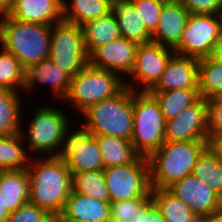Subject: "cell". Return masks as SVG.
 Instances as JSON below:
<instances>
[{
	"label": "cell",
	"mask_w": 222,
	"mask_h": 222,
	"mask_svg": "<svg viewBox=\"0 0 222 222\" xmlns=\"http://www.w3.org/2000/svg\"><path fill=\"white\" fill-rule=\"evenodd\" d=\"M189 15V11L178 0H168L163 5L152 42L174 50L179 45Z\"/></svg>",
	"instance_id": "obj_18"
},
{
	"label": "cell",
	"mask_w": 222,
	"mask_h": 222,
	"mask_svg": "<svg viewBox=\"0 0 222 222\" xmlns=\"http://www.w3.org/2000/svg\"><path fill=\"white\" fill-rule=\"evenodd\" d=\"M137 8L146 29L152 35L157 29L163 5L168 0H130Z\"/></svg>",
	"instance_id": "obj_35"
},
{
	"label": "cell",
	"mask_w": 222,
	"mask_h": 222,
	"mask_svg": "<svg viewBox=\"0 0 222 222\" xmlns=\"http://www.w3.org/2000/svg\"><path fill=\"white\" fill-rule=\"evenodd\" d=\"M101 151L104 168L124 166L133 162L139 154L131 140L119 136L93 135Z\"/></svg>",
	"instance_id": "obj_24"
},
{
	"label": "cell",
	"mask_w": 222,
	"mask_h": 222,
	"mask_svg": "<svg viewBox=\"0 0 222 222\" xmlns=\"http://www.w3.org/2000/svg\"><path fill=\"white\" fill-rule=\"evenodd\" d=\"M85 47L90 54L97 47L121 37L115 14H109L90 20L82 26Z\"/></svg>",
	"instance_id": "obj_23"
},
{
	"label": "cell",
	"mask_w": 222,
	"mask_h": 222,
	"mask_svg": "<svg viewBox=\"0 0 222 222\" xmlns=\"http://www.w3.org/2000/svg\"><path fill=\"white\" fill-rule=\"evenodd\" d=\"M198 64L196 58L174 53L156 86L149 92H167L179 89H198Z\"/></svg>",
	"instance_id": "obj_16"
},
{
	"label": "cell",
	"mask_w": 222,
	"mask_h": 222,
	"mask_svg": "<svg viewBox=\"0 0 222 222\" xmlns=\"http://www.w3.org/2000/svg\"><path fill=\"white\" fill-rule=\"evenodd\" d=\"M110 220V201L71 192L56 222H101Z\"/></svg>",
	"instance_id": "obj_19"
},
{
	"label": "cell",
	"mask_w": 222,
	"mask_h": 222,
	"mask_svg": "<svg viewBox=\"0 0 222 222\" xmlns=\"http://www.w3.org/2000/svg\"><path fill=\"white\" fill-rule=\"evenodd\" d=\"M190 207L197 218L222 208V198L193 174L167 188Z\"/></svg>",
	"instance_id": "obj_15"
},
{
	"label": "cell",
	"mask_w": 222,
	"mask_h": 222,
	"mask_svg": "<svg viewBox=\"0 0 222 222\" xmlns=\"http://www.w3.org/2000/svg\"><path fill=\"white\" fill-rule=\"evenodd\" d=\"M208 115L209 141L218 135H222V99L212 97L206 99Z\"/></svg>",
	"instance_id": "obj_37"
},
{
	"label": "cell",
	"mask_w": 222,
	"mask_h": 222,
	"mask_svg": "<svg viewBox=\"0 0 222 222\" xmlns=\"http://www.w3.org/2000/svg\"><path fill=\"white\" fill-rule=\"evenodd\" d=\"M50 37L51 25L20 22L9 15L0 18L1 46L25 69L49 58Z\"/></svg>",
	"instance_id": "obj_3"
},
{
	"label": "cell",
	"mask_w": 222,
	"mask_h": 222,
	"mask_svg": "<svg viewBox=\"0 0 222 222\" xmlns=\"http://www.w3.org/2000/svg\"><path fill=\"white\" fill-rule=\"evenodd\" d=\"M72 191L101 201H110L103 170L72 174Z\"/></svg>",
	"instance_id": "obj_32"
},
{
	"label": "cell",
	"mask_w": 222,
	"mask_h": 222,
	"mask_svg": "<svg viewBox=\"0 0 222 222\" xmlns=\"http://www.w3.org/2000/svg\"><path fill=\"white\" fill-rule=\"evenodd\" d=\"M29 188L27 168L0 170V193L5 200V207L10 213L29 202Z\"/></svg>",
	"instance_id": "obj_22"
},
{
	"label": "cell",
	"mask_w": 222,
	"mask_h": 222,
	"mask_svg": "<svg viewBox=\"0 0 222 222\" xmlns=\"http://www.w3.org/2000/svg\"><path fill=\"white\" fill-rule=\"evenodd\" d=\"M192 174L222 198V159L210 144L198 155Z\"/></svg>",
	"instance_id": "obj_27"
},
{
	"label": "cell",
	"mask_w": 222,
	"mask_h": 222,
	"mask_svg": "<svg viewBox=\"0 0 222 222\" xmlns=\"http://www.w3.org/2000/svg\"><path fill=\"white\" fill-rule=\"evenodd\" d=\"M110 203L134 198H145L151 193L149 162L139 155L124 166L103 169Z\"/></svg>",
	"instance_id": "obj_9"
},
{
	"label": "cell",
	"mask_w": 222,
	"mask_h": 222,
	"mask_svg": "<svg viewBox=\"0 0 222 222\" xmlns=\"http://www.w3.org/2000/svg\"><path fill=\"white\" fill-rule=\"evenodd\" d=\"M21 93L0 89V136H10L21 130L24 106Z\"/></svg>",
	"instance_id": "obj_26"
},
{
	"label": "cell",
	"mask_w": 222,
	"mask_h": 222,
	"mask_svg": "<svg viewBox=\"0 0 222 222\" xmlns=\"http://www.w3.org/2000/svg\"><path fill=\"white\" fill-rule=\"evenodd\" d=\"M175 51L158 43L139 44L135 63L125 86L136 92H149L162 77L166 65ZM133 83V84H132Z\"/></svg>",
	"instance_id": "obj_11"
},
{
	"label": "cell",
	"mask_w": 222,
	"mask_h": 222,
	"mask_svg": "<svg viewBox=\"0 0 222 222\" xmlns=\"http://www.w3.org/2000/svg\"><path fill=\"white\" fill-rule=\"evenodd\" d=\"M201 222H222V208L200 218Z\"/></svg>",
	"instance_id": "obj_41"
},
{
	"label": "cell",
	"mask_w": 222,
	"mask_h": 222,
	"mask_svg": "<svg viewBox=\"0 0 222 222\" xmlns=\"http://www.w3.org/2000/svg\"><path fill=\"white\" fill-rule=\"evenodd\" d=\"M0 89L23 91L25 68L20 61L4 49L0 50ZM20 89V91H19Z\"/></svg>",
	"instance_id": "obj_33"
},
{
	"label": "cell",
	"mask_w": 222,
	"mask_h": 222,
	"mask_svg": "<svg viewBox=\"0 0 222 222\" xmlns=\"http://www.w3.org/2000/svg\"><path fill=\"white\" fill-rule=\"evenodd\" d=\"M56 106L40 105L33 111L27 131L21 125L20 133L24 144L28 145V153L56 156L59 152L66 129L74 123L65 112ZM71 122V123H70ZM27 132V133H26ZM30 149V150H29Z\"/></svg>",
	"instance_id": "obj_5"
},
{
	"label": "cell",
	"mask_w": 222,
	"mask_h": 222,
	"mask_svg": "<svg viewBox=\"0 0 222 222\" xmlns=\"http://www.w3.org/2000/svg\"><path fill=\"white\" fill-rule=\"evenodd\" d=\"M8 15L20 22L53 25L63 20L62 0H13Z\"/></svg>",
	"instance_id": "obj_20"
},
{
	"label": "cell",
	"mask_w": 222,
	"mask_h": 222,
	"mask_svg": "<svg viewBox=\"0 0 222 222\" xmlns=\"http://www.w3.org/2000/svg\"><path fill=\"white\" fill-rule=\"evenodd\" d=\"M81 115V124L92 135L119 136L130 140L134 125L133 90L125 87L119 94L89 106Z\"/></svg>",
	"instance_id": "obj_4"
},
{
	"label": "cell",
	"mask_w": 222,
	"mask_h": 222,
	"mask_svg": "<svg viewBox=\"0 0 222 222\" xmlns=\"http://www.w3.org/2000/svg\"><path fill=\"white\" fill-rule=\"evenodd\" d=\"M151 193L145 198H134L110 203V220L112 222H134L151 201Z\"/></svg>",
	"instance_id": "obj_34"
},
{
	"label": "cell",
	"mask_w": 222,
	"mask_h": 222,
	"mask_svg": "<svg viewBox=\"0 0 222 222\" xmlns=\"http://www.w3.org/2000/svg\"><path fill=\"white\" fill-rule=\"evenodd\" d=\"M73 126V127H72ZM64 134L56 157L65 160L71 175L83 171L103 170L104 164L96 138L79 121Z\"/></svg>",
	"instance_id": "obj_10"
},
{
	"label": "cell",
	"mask_w": 222,
	"mask_h": 222,
	"mask_svg": "<svg viewBox=\"0 0 222 222\" xmlns=\"http://www.w3.org/2000/svg\"><path fill=\"white\" fill-rule=\"evenodd\" d=\"M194 222H201V220H200V218H198L196 221H194Z\"/></svg>",
	"instance_id": "obj_46"
},
{
	"label": "cell",
	"mask_w": 222,
	"mask_h": 222,
	"mask_svg": "<svg viewBox=\"0 0 222 222\" xmlns=\"http://www.w3.org/2000/svg\"><path fill=\"white\" fill-rule=\"evenodd\" d=\"M190 14L217 15L222 0H178Z\"/></svg>",
	"instance_id": "obj_38"
},
{
	"label": "cell",
	"mask_w": 222,
	"mask_h": 222,
	"mask_svg": "<svg viewBox=\"0 0 222 222\" xmlns=\"http://www.w3.org/2000/svg\"><path fill=\"white\" fill-rule=\"evenodd\" d=\"M49 58L71 76L89 64L82 27L62 20L51 25Z\"/></svg>",
	"instance_id": "obj_8"
},
{
	"label": "cell",
	"mask_w": 222,
	"mask_h": 222,
	"mask_svg": "<svg viewBox=\"0 0 222 222\" xmlns=\"http://www.w3.org/2000/svg\"><path fill=\"white\" fill-rule=\"evenodd\" d=\"M133 115L131 143L139 155L148 157L166 141V120L149 92L133 91Z\"/></svg>",
	"instance_id": "obj_7"
},
{
	"label": "cell",
	"mask_w": 222,
	"mask_h": 222,
	"mask_svg": "<svg viewBox=\"0 0 222 222\" xmlns=\"http://www.w3.org/2000/svg\"><path fill=\"white\" fill-rule=\"evenodd\" d=\"M209 141H165L148 157L151 188L167 189L192 175L196 160Z\"/></svg>",
	"instance_id": "obj_2"
},
{
	"label": "cell",
	"mask_w": 222,
	"mask_h": 222,
	"mask_svg": "<svg viewBox=\"0 0 222 222\" xmlns=\"http://www.w3.org/2000/svg\"><path fill=\"white\" fill-rule=\"evenodd\" d=\"M134 222H164V218L156 204L151 200L143 211H139Z\"/></svg>",
	"instance_id": "obj_39"
},
{
	"label": "cell",
	"mask_w": 222,
	"mask_h": 222,
	"mask_svg": "<svg viewBox=\"0 0 222 222\" xmlns=\"http://www.w3.org/2000/svg\"><path fill=\"white\" fill-rule=\"evenodd\" d=\"M222 35L218 16L215 14H190L175 53L202 59L209 57L214 43Z\"/></svg>",
	"instance_id": "obj_12"
},
{
	"label": "cell",
	"mask_w": 222,
	"mask_h": 222,
	"mask_svg": "<svg viewBox=\"0 0 222 222\" xmlns=\"http://www.w3.org/2000/svg\"><path fill=\"white\" fill-rule=\"evenodd\" d=\"M151 199L163 215L164 222H194L198 219L190 207L168 189L151 188Z\"/></svg>",
	"instance_id": "obj_28"
},
{
	"label": "cell",
	"mask_w": 222,
	"mask_h": 222,
	"mask_svg": "<svg viewBox=\"0 0 222 222\" xmlns=\"http://www.w3.org/2000/svg\"><path fill=\"white\" fill-rule=\"evenodd\" d=\"M209 58L218 63H222V35L214 43Z\"/></svg>",
	"instance_id": "obj_40"
},
{
	"label": "cell",
	"mask_w": 222,
	"mask_h": 222,
	"mask_svg": "<svg viewBox=\"0 0 222 222\" xmlns=\"http://www.w3.org/2000/svg\"><path fill=\"white\" fill-rule=\"evenodd\" d=\"M158 102L165 120L177 117L199 98L198 89H179L167 92H149Z\"/></svg>",
	"instance_id": "obj_30"
},
{
	"label": "cell",
	"mask_w": 222,
	"mask_h": 222,
	"mask_svg": "<svg viewBox=\"0 0 222 222\" xmlns=\"http://www.w3.org/2000/svg\"><path fill=\"white\" fill-rule=\"evenodd\" d=\"M13 0H0V17L8 15L12 9Z\"/></svg>",
	"instance_id": "obj_43"
},
{
	"label": "cell",
	"mask_w": 222,
	"mask_h": 222,
	"mask_svg": "<svg viewBox=\"0 0 222 222\" xmlns=\"http://www.w3.org/2000/svg\"><path fill=\"white\" fill-rule=\"evenodd\" d=\"M209 144L217 152L219 157L222 159V135L213 137L209 141Z\"/></svg>",
	"instance_id": "obj_42"
},
{
	"label": "cell",
	"mask_w": 222,
	"mask_h": 222,
	"mask_svg": "<svg viewBox=\"0 0 222 222\" xmlns=\"http://www.w3.org/2000/svg\"><path fill=\"white\" fill-rule=\"evenodd\" d=\"M217 16H218V19L220 21V24H221V28H222V3H221V6L219 8V11L217 13Z\"/></svg>",
	"instance_id": "obj_45"
},
{
	"label": "cell",
	"mask_w": 222,
	"mask_h": 222,
	"mask_svg": "<svg viewBox=\"0 0 222 222\" xmlns=\"http://www.w3.org/2000/svg\"><path fill=\"white\" fill-rule=\"evenodd\" d=\"M198 76L199 98L206 100L222 96V63L209 57L199 59Z\"/></svg>",
	"instance_id": "obj_31"
},
{
	"label": "cell",
	"mask_w": 222,
	"mask_h": 222,
	"mask_svg": "<svg viewBox=\"0 0 222 222\" xmlns=\"http://www.w3.org/2000/svg\"><path fill=\"white\" fill-rule=\"evenodd\" d=\"M166 141H209L205 99H199L177 117L166 121Z\"/></svg>",
	"instance_id": "obj_13"
},
{
	"label": "cell",
	"mask_w": 222,
	"mask_h": 222,
	"mask_svg": "<svg viewBox=\"0 0 222 222\" xmlns=\"http://www.w3.org/2000/svg\"><path fill=\"white\" fill-rule=\"evenodd\" d=\"M112 12L116 16L121 37L137 44L152 42V35L146 29L139 11L130 0H114Z\"/></svg>",
	"instance_id": "obj_21"
},
{
	"label": "cell",
	"mask_w": 222,
	"mask_h": 222,
	"mask_svg": "<svg viewBox=\"0 0 222 222\" xmlns=\"http://www.w3.org/2000/svg\"><path fill=\"white\" fill-rule=\"evenodd\" d=\"M10 212L5 207V200L3 195L0 193V222H6L9 218Z\"/></svg>",
	"instance_id": "obj_44"
},
{
	"label": "cell",
	"mask_w": 222,
	"mask_h": 222,
	"mask_svg": "<svg viewBox=\"0 0 222 222\" xmlns=\"http://www.w3.org/2000/svg\"><path fill=\"white\" fill-rule=\"evenodd\" d=\"M138 45L124 37L112 40L97 47L89 54V65L114 72L121 77L126 74L127 77L126 75L124 77L127 81L135 63Z\"/></svg>",
	"instance_id": "obj_14"
},
{
	"label": "cell",
	"mask_w": 222,
	"mask_h": 222,
	"mask_svg": "<svg viewBox=\"0 0 222 222\" xmlns=\"http://www.w3.org/2000/svg\"><path fill=\"white\" fill-rule=\"evenodd\" d=\"M6 222H56V218L45 209L27 202L11 212Z\"/></svg>",
	"instance_id": "obj_36"
},
{
	"label": "cell",
	"mask_w": 222,
	"mask_h": 222,
	"mask_svg": "<svg viewBox=\"0 0 222 222\" xmlns=\"http://www.w3.org/2000/svg\"><path fill=\"white\" fill-rule=\"evenodd\" d=\"M124 79L114 72L88 64L71 77L69 91L62 101L71 103L70 107L76 113H82L89 106L119 94L126 87Z\"/></svg>",
	"instance_id": "obj_6"
},
{
	"label": "cell",
	"mask_w": 222,
	"mask_h": 222,
	"mask_svg": "<svg viewBox=\"0 0 222 222\" xmlns=\"http://www.w3.org/2000/svg\"><path fill=\"white\" fill-rule=\"evenodd\" d=\"M114 0H62L63 20L82 26L84 23L109 14Z\"/></svg>",
	"instance_id": "obj_25"
},
{
	"label": "cell",
	"mask_w": 222,
	"mask_h": 222,
	"mask_svg": "<svg viewBox=\"0 0 222 222\" xmlns=\"http://www.w3.org/2000/svg\"><path fill=\"white\" fill-rule=\"evenodd\" d=\"M71 75L54 64L50 58L43 59L25 69V83L23 91L32 92L38 88L37 84L49 85L52 96L63 100L69 91Z\"/></svg>",
	"instance_id": "obj_17"
},
{
	"label": "cell",
	"mask_w": 222,
	"mask_h": 222,
	"mask_svg": "<svg viewBox=\"0 0 222 222\" xmlns=\"http://www.w3.org/2000/svg\"><path fill=\"white\" fill-rule=\"evenodd\" d=\"M31 157L27 167L29 202L45 209L56 219L72 192V175L65 160L56 156Z\"/></svg>",
	"instance_id": "obj_1"
},
{
	"label": "cell",
	"mask_w": 222,
	"mask_h": 222,
	"mask_svg": "<svg viewBox=\"0 0 222 222\" xmlns=\"http://www.w3.org/2000/svg\"><path fill=\"white\" fill-rule=\"evenodd\" d=\"M21 133L0 136V170H23L32 156L27 152Z\"/></svg>",
	"instance_id": "obj_29"
}]
</instances>
